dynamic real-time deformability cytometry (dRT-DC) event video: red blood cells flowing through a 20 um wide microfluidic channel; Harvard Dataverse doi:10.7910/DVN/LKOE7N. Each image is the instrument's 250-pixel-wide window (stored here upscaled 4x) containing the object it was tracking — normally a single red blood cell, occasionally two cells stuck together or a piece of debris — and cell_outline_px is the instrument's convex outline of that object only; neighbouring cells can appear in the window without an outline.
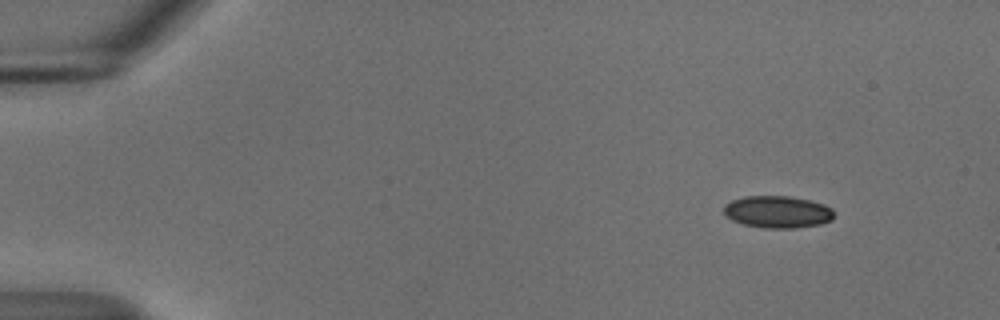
{"species": "common noctule bat (a hibernating species)", "species_latin": "Nyctalus noctula", "temperature_condition": "cold", "stored_images_in_passage": 50, "camera_frame_rate_fps": 3000, "um_per_image_px": 0.085, "animal": {"sex": "male", "body_mass_g": 18.8}, "frame": {"image": 1, "passage_image": 1, "time_ms": 0.0, "image_size_px": [1000, 320], "cell_outline_px": [[836, 216], [832, 220], [820, 224], [796, 228], [764, 228], [744, 224], [732, 220], [724, 212], [724, 204], [732, 200], [744, 196], [792, 196], [824, 204], [832, 208]], "centroid_in_image_um": [66.13, 18.01], "position_along_channel_um": 18.9, "area_um2": 20.75}}
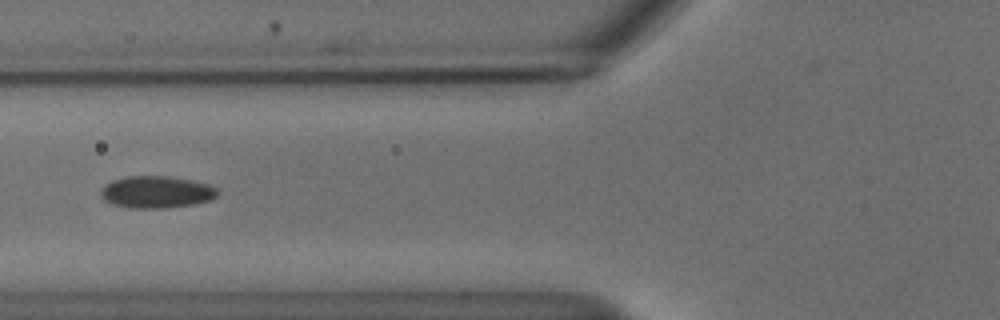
{"frame": {"image": 2, "passage_image": 17, "time_ms": 5.333, "image_size_px": [1000, 320], "cell_outline_px": [[220, 192], [212, 200], [192, 204], [164, 208], [128, 208], [112, 204], [104, 200], [100, 196], [100, 192], [112, 180], [128, 176], [168, 176], [192, 180], [208, 184], [216, 188]], "centroid_in_image_um": [13.31, 16.33], "position_along_channel_um": 112.5, "area_um2": 21.79}}
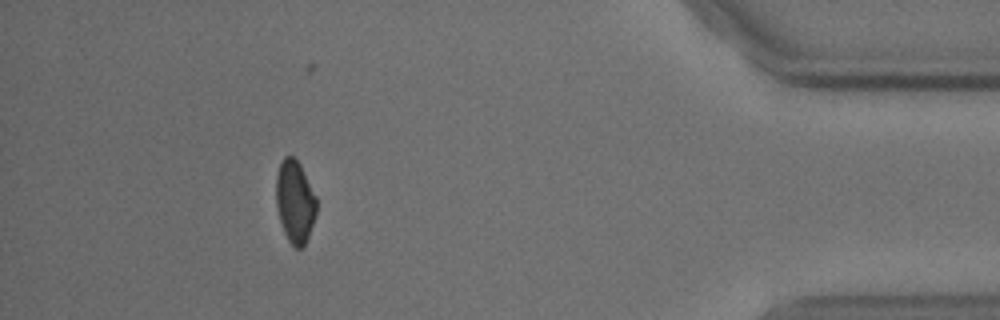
{"frame": {"image": 3, "passage_image": 45, "time_ms": 14.667, "image_size_px": [1000, 320], "cell_outline_px": [[316, 212], [308, 236], [304, 244], [300, 248], [296, 248], [288, 240], [284, 232], [280, 220], [276, 204], [276, 176], [280, 164], [284, 156], [292, 156], [300, 164], [316, 196]], "centroid_in_image_um": [25.06, 17.11], "position_along_channel_um": 410.1, "area_um2": 19.13}}